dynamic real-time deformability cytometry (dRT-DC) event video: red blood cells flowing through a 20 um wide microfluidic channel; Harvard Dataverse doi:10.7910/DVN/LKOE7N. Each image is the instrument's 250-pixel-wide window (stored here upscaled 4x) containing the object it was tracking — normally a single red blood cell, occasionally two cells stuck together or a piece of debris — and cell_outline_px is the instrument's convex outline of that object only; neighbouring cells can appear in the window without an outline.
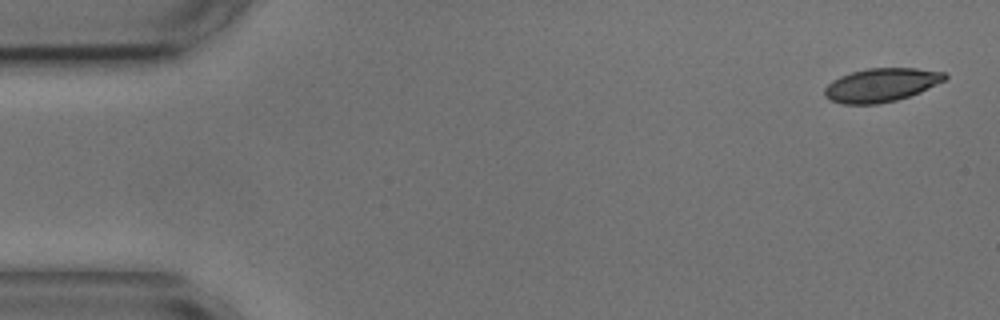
{"species": "common noctule bat (a hibernating species)", "species_latin": "Nyctalus noctula", "temperature_condition": "cold", "stored_images_in_passage": 5, "camera_frame_rate_fps": 3000, "um_per_image_px": 0.085, "animal": {"sex": "male", "body_mass_g": 17.9, "forearm_length_mm": 54.2}, "frame": {"image": 1, "passage_image": 1, "time_ms": 0.0, "image_size_px": [1000, 320], "cell_outline_px": [[948, 76], [944, 80], [920, 92], [896, 100], [880, 104], [844, 104], [832, 100], [824, 96], [824, 88], [832, 80], [840, 76], [852, 72], [868, 68], [916, 68], [944, 72]], "centroid_in_image_um": [74.88, 7.22], "position_along_channel_um": 10.1, "area_um2": 23.41}}